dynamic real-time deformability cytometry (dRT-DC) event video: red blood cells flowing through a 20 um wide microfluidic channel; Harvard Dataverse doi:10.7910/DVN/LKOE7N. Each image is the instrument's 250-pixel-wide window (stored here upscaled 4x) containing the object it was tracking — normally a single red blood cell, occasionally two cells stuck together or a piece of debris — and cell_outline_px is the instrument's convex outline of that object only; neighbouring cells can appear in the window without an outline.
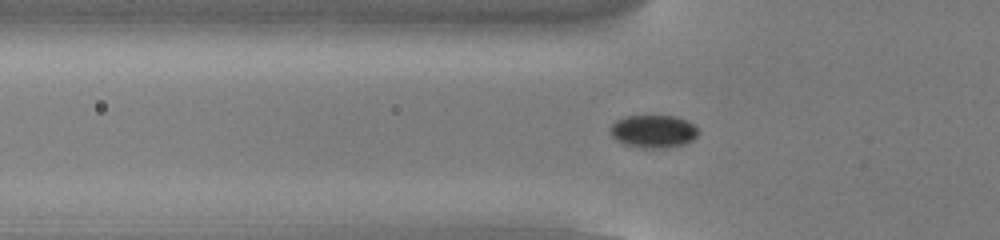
{"species": "common noctule bat (a hibernating species)", "species_latin": "Nyctalus noctula", "temperature_condition": "cold", "stored_images_in_passage": 43, "camera_frame_rate_fps": 3000, "um_per_image_px": 0.085, "animal": {"sex": "male", "body_mass_g": 13.0, "forearm_length_mm": 53.1}, "frame": {"image": 1, "passage_image": 7, "time_ms": 2.0, "image_size_px": [1000, 240], "cell_outline_px": [[700, 132], [692, 140], [684, 144], [664, 148], [640, 148], [624, 144], [616, 140], [612, 136], [608, 128], [616, 120], [624, 116], [676, 116], [688, 120], [696, 124]], "centroid_in_image_um": [55.55, 11.16], "position_along_channel_um": 70.3, "area_um2": 17.17}}
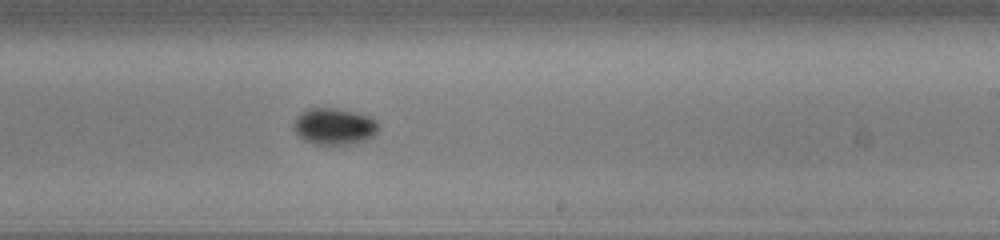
{"frame": {"image": 2, "passage_image": 22, "time_ms": 7.0, "image_size_px": [1000, 240], "cell_outline_px": [[380, 128], [372, 136], [364, 140], [348, 144], [312, 144], [304, 140], [292, 128], [292, 124], [296, 116], [300, 112], [308, 108], [336, 108], [356, 112], [372, 116], [380, 124]], "centroid_in_image_um": [28.4, 10.72], "position_along_channel_um": 260.6, "area_um2": 18.32}}
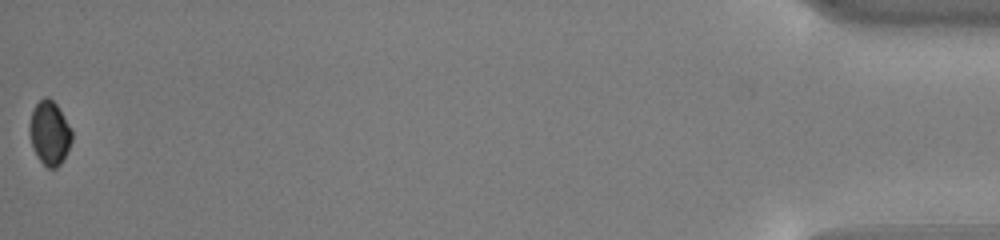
{"frame": {"image": 3, "passage_image": 43, "time_ms": 14.0, "image_size_px": [1000, 240], "cell_outline_px": [[72, 140], [60, 164], [56, 168], [48, 168], [36, 156], [32, 144], [28, 128], [32, 112], [36, 104], [44, 96], [48, 96], [56, 104], [72, 132]], "centroid_in_image_um": [4.19, 11.3], "position_along_channel_um": 431.0, "area_um2": 15.43}, "authors_computed_cell_mechanics": {"area_um2": 16.8776, "velocity_mm_per_s": 3.8183, "shape_relaxation_time_tau1_ms": 1.4478, "shape_relaxation_time_tau2_ms": null, "deformation_change_tau1": 0.0314, "deformation_change_tau2": null}}